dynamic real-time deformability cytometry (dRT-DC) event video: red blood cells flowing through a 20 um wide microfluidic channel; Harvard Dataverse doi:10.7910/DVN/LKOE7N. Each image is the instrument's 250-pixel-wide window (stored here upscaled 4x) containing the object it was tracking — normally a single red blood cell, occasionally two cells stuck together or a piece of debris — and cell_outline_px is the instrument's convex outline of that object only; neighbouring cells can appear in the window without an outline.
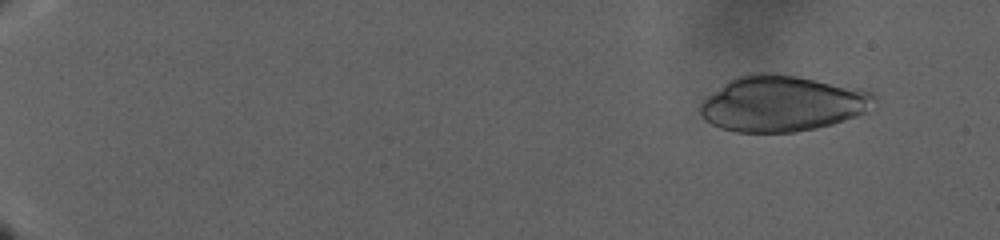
{"species": "human", "species_latin": "Homo sapiens", "temperature_condition": "warm", "stored_images_in_passage": 143, "camera_frame_rate_fps": 3000, "um_per_image_px": 0.085, "donor": {"sex": "male"}, "frame": {"image": 1, "passage_image": 15, "time_ms": 4.667, "image_size_px": [1000, 240], "cell_outline_px": [[876, 100], [864, 112], [856, 116], [832, 124], [816, 128], [796, 132], [736, 132], [720, 128], [704, 120], [700, 116], [700, 104], [708, 96], [728, 80], [736, 76], [748, 72], [772, 72], [796, 76], [860, 88], [872, 92], [876, 96]], "centroid_in_image_um": [66.45, 8.79], "position_along_channel_um": 18.5, "area_um2": 56.76}}
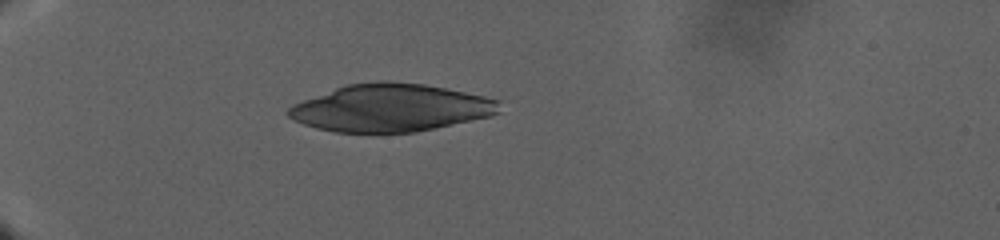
{"frame": {"image": 2, "passage_image": 49, "time_ms": 16.0, "image_size_px": [1000, 240], "cell_outline_px": [[500, 112], [492, 116], [416, 132], [336, 132], [316, 128], [304, 124], [288, 116], [284, 112], [292, 104], [336, 88], [348, 84], [376, 80], [388, 80], [424, 84], [484, 96], [500, 100]], "centroid_in_image_um": [33.21, 9.16], "position_along_channel_um": 51.8, "area_um2": 58.44}}